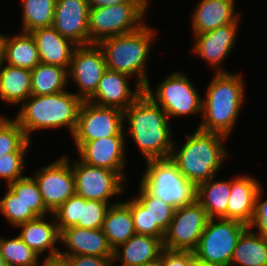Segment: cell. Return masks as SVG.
Segmentation results:
<instances>
[{"instance_id": "1", "label": "cell", "mask_w": 267, "mask_h": 266, "mask_svg": "<svg viewBox=\"0 0 267 266\" xmlns=\"http://www.w3.org/2000/svg\"><path fill=\"white\" fill-rule=\"evenodd\" d=\"M129 135L145 160L170 158L173 142L165 111L143 92L125 111Z\"/></svg>"}, {"instance_id": "2", "label": "cell", "mask_w": 267, "mask_h": 266, "mask_svg": "<svg viewBox=\"0 0 267 266\" xmlns=\"http://www.w3.org/2000/svg\"><path fill=\"white\" fill-rule=\"evenodd\" d=\"M202 99V122L198 129L229 136L238 120L244 101L245 86L239 74L217 73Z\"/></svg>"}, {"instance_id": "3", "label": "cell", "mask_w": 267, "mask_h": 266, "mask_svg": "<svg viewBox=\"0 0 267 266\" xmlns=\"http://www.w3.org/2000/svg\"><path fill=\"white\" fill-rule=\"evenodd\" d=\"M227 138L197 128L191 135H186L185 144L179 150L173 144L170 159L183 176L197 186L215 177L224 159L229 156L228 150L223 146V140Z\"/></svg>"}, {"instance_id": "4", "label": "cell", "mask_w": 267, "mask_h": 266, "mask_svg": "<svg viewBox=\"0 0 267 266\" xmlns=\"http://www.w3.org/2000/svg\"><path fill=\"white\" fill-rule=\"evenodd\" d=\"M82 102L66 90L51 95H31L14 119L29 140L30 133L38 129L66 127L73 135Z\"/></svg>"}, {"instance_id": "5", "label": "cell", "mask_w": 267, "mask_h": 266, "mask_svg": "<svg viewBox=\"0 0 267 266\" xmlns=\"http://www.w3.org/2000/svg\"><path fill=\"white\" fill-rule=\"evenodd\" d=\"M155 33L144 24L136 31L100 41L98 45L104 53L107 69L124 73L130 78L137 76V83L145 88L149 84L146 62Z\"/></svg>"}, {"instance_id": "6", "label": "cell", "mask_w": 267, "mask_h": 266, "mask_svg": "<svg viewBox=\"0 0 267 266\" xmlns=\"http://www.w3.org/2000/svg\"><path fill=\"white\" fill-rule=\"evenodd\" d=\"M146 162L147 168L140 184L151 195L162 199L175 209L196 199V186L183 176L170 158Z\"/></svg>"}, {"instance_id": "7", "label": "cell", "mask_w": 267, "mask_h": 266, "mask_svg": "<svg viewBox=\"0 0 267 266\" xmlns=\"http://www.w3.org/2000/svg\"><path fill=\"white\" fill-rule=\"evenodd\" d=\"M148 3L149 0H131L108 7L89 8V44L138 30L145 24L143 17Z\"/></svg>"}, {"instance_id": "8", "label": "cell", "mask_w": 267, "mask_h": 266, "mask_svg": "<svg viewBox=\"0 0 267 266\" xmlns=\"http://www.w3.org/2000/svg\"><path fill=\"white\" fill-rule=\"evenodd\" d=\"M209 219L202 232L195 258L204 263L230 266L234 248L247 225L230 219Z\"/></svg>"}, {"instance_id": "9", "label": "cell", "mask_w": 267, "mask_h": 266, "mask_svg": "<svg viewBox=\"0 0 267 266\" xmlns=\"http://www.w3.org/2000/svg\"><path fill=\"white\" fill-rule=\"evenodd\" d=\"M189 80L183 72H174L156 87L155 95L150 84L144 92L165 111L169 119L202 113V97Z\"/></svg>"}, {"instance_id": "10", "label": "cell", "mask_w": 267, "mask_h": 266, "mask_svg": "<svg viewBox=\"0 0 267 266\" xmlns=\"http://www.w3.org/2000/svg\"><path fill=\"white\" fill-rule=\"evenodd\" d=\"M124 112L117 108L103 107L83 101L78 113L73 140L77 150L88 141L126 134L123 128Z\"/></svg>"}, {"instance_id": "11", "label": "cell", "mask_w": 267, "mask_h": 266, "mask_svg": "<svg viewBox=\"0 0 267 266\" xmlns=\"http://www.w3.org/2000/svg\"><path fill=\"white\" fill-rule=\"evenodd\" d=\"M208 220V214L196 199L175 209L163 240L164 249L194 251Z\"/></svg>"}, {"instance_id": "12", "label": "cell", "mask_w": 267, "mask_h": 266, "mask_svg": "<svg viewBox=\"0 0 267 266\" xmlns=\"http://www.w3.org/2000/svg\"><path fill=\"white\" fill-rule=\"evenodd\" d=\"M106 69L105 56L98 44L76 46L68 70V77L78 87L79 92L74 94L82 101H88L94 95Z\"/></svg>"}, {"instance_id": "13", "label": "cell", "mask_w": 267, "mask_h": 266, "mask_svg": "<svg viewBox=\"0 0 267 266\" xmlns=\"http://www.w3.org/2000/svg\"><path fill=\"white\" fill-rule=\"evenodd\" d=\"M75 193L86 200L109 202V198L121 193L125 180L115 171L74 161Z\"/></svg>"}, {"instance_id": "14", "label": "cell", "mask_w": 267, "mask_h": 266, "mask_svg": "<svg viewBox=\"0 0 267 266\" xmlns=\"http://www.w3.org/2000/svg\"><path fill=\"white\" fill-rule=\"evenodd\" d=\"M69 160L61 157L35 173L43 202L51 213L75 194V177Z\"/></svg>"}, {"instance_id": "15", "label": "cell", "mask_w": 267, "mask_h": 266, "mask_svg": "<svg viewBox=\"0 0 267 266\" xmlns=\"http://www.w3.org/2000/svg\"><path fill=\"white\" fill-rule=\"evenodd\" d=\"M87 0H56L53 27L77 46L89 44Z\"/></svg>"}, {"instance_id": "16", "label": "cell", "mask_w": 267, "mask_h": 266, "mask_svg": "<svg viewBox=\"0 0 267 266\" xmlns=\"http://www.w3.org/2000/svg\"><path fill=\"white\" fill-rule=\"evenodd\" d=\"M240 18L235 21L210 30L201 34H195L193 52L203 58L217 73H225L220 65L228 57L236 42L238 23Z\"/></svg>"}, {"instance_id": "17", "label": "cell", "mask_w": 267, "mask_h": 266, "mask_svg": "<svg viewBox=\"0 0 267 266\" xmlns=\"http://www.w3.org/2000/svg\"><path fill=\"white\" fill-rule=\"evenodd\" d=\"M125 134L85 142L79 149L80 160L88 165L117 172L124 180ZM123 172V173H122Z\"/></svg>"}, {"instance_id": "18", "label": "cell", "mask_w": 267, "mask_h": 266, "mask_svg": "<svg viewBox=\"0 0 267 266\" xmlns=\"http://www.w3.org/2000/svg\"><path fill=\"white\" fill-rule=\"evenodd\" d=\"M130 76L106 69L94 95L88 100L103 107H112L123 112L144 92L138 83L134 91L128 86Z\"/></svg>"}, {"instance_id": "19", "label": "cell", "mask_w": 267, "mask_h": 266, "mask_svg": "<svg viewBox=\"0 0 267 266\" xmlns=\"http://www.w3.org/2000/svg\"><path fill=\"white\" fill-rule=\"evenodd\" d=\"M59 241L68 251H59V256L91 255L113 257L114 251L102 229H87L71 226L60 231Z\"/></svg>"}, {"instance_id": "20", "label": "cell", "mask_w": 267, "mask_h": 266, "mask_svg": "<svg viewBox=\"0 0 267 266\" xmlns=\"http://www.w3.org/2000/svg\"><path fill=\"white\" fill-rule=\"evenodd\" d=\"M30 33L36 42L41 63L69 70L76 44L63 37L53 26L37 28Z\"/></svg>"}, {"instance_id": "21", "label": "cell", "mask_w": 267, "mask_h": 266, "mask_svg": "<svg viewBox=\"0 0 267 266\" xmlns=\"http://www.w3.org/2000/svg\"><path fill=\"white\" fill-rule=\"evenodd\" d=\"M261 184L252 176L241 175L231 180L227 219L250 226L255 212V198Z\"/></svg>"}, {"instance_id": "22", "label": "cell", "mask_w": 267, "mask_h": 266, "mask_svg": "<svg viewBox=\"0 0 267 266\" xmlns=\"http://www.w3.org/2000/svg\"><path fill=\"white\" fill-rule=\"evenodd\" d=\"M235 0H201L192 14L193 34H201L235 21Z\"/></svg>"}, {"instance_id": "23", "label": "cell", "mask_w": 267, "mask_h": 266, "mask_svg": "<svg viewBox=\"0 0 267 266\" xmlns=\"http://www.w3.org/2000/svg\"><path fill=\"white\" fill-rule=\"evenodd\" d=\"M44 218L45 216L37 217L17 226L22 229L18 236L38 255L44 256L43 252L49 249L47 257H55L59 253V248L55 245L60 242V232L55 217L53 223L46 222Z\"/></svg>"}, {"instance_id": "24", "label": "cell", "mask_w": 267, "mask_h": 266, "mask_svg": "<svg viewBox=\"0 0 267 266\" xmlns=\"http://www.w3.org/2000/svg\"><path fill=\"white\" fill-rule=\"evenodd\" d=\"M163 249L161 238L135 234L114 251L113 262L120 260L122 266H143L160 257Z\"/></svg>"}, {"instance_id": "25", "label": "cell", "mask_w": 267, "mask_h": 266, "mask_svg": "<svg viewBox=\"0 0 267 266\" xmlns=\"http://www.w3.org/2000/svg\"><path fill=\"white\" fill-rule=\"evenodd\" d=\"M102 231L113 251L136 234L130 207L125 202L116 201L109 207Z\"/></svg>"}, {"instance_id": "26", "label": "cell", "mask_w": 267, "mask_h": 266, "mask_svg": "<svg viewBox=\"0 0 267 266\" xmlns=\"http://www.w3.org/2000/svg\"><path fill=\"white\" fill-rule=\"evenodd\" d=\"M0 64V99L8 104H21L31 95V70Z\"/></svg>"}, {"instance_id": "27", "label": "cell", "mask_w": 267, "mask_h": 266, "mask_svg": "<svg viewBox=\"0 0 267 266\" xmlns=\"http://www.w3.org/2000/svg\"><path fill=\"white\" fill-rule=\"evenodd\" d=\"M214 178L212 177L196 186V200L205 209L209 219H227L231 180L214 181Z\"/></svg>"}, {"instance_id": "28", "label": "cell", "mask_w": 267, "mask_h": 266, "mask_svg": "<svg viewBox=\"0 0 267 266\" xmlns=\"http://www.w3.org/2000/svg\"><path fill=\"white\" fill-rule=\"evenodd\" d=\"M267 266V237L256 234L249 226L240 235L230 266Z\"/></svg>"}, {"instance_id": "29", "label": "cell", "mask_w": 267, "mask_h": 266, "mask_svg": "<svg viewBox=\"0 0 267 266\" xmlns=\"http://www.w3.org/2000/svg\"><path fill=\"white\" fill-rule=\"evenodd\" d=\"M21 32L6 37L3 62L32 70L40 63L36 42L30 32Z\"/></svg>"}, {"instance_id": "30", "label": "cell", "mask_w": 267, "mask_h": 266, "mask_svg": "<svg viewBox=\"0 0 267 266\" xmlns=\"http://www.w3.org/2000/svg\"><path fill=\"white\" fill-rule=\"evenodd\" d=\"M69 80L67 69L40 62L31 70V93L51 95L65 91Z\"/></svg>"}, {"instance_id": "31", "label": "cell", "mask_w": 267, "mask_h": 266, "mask_svg": "<svg viewBox=\"0 0 267 266\" xmlns=\"http://www.w3.org/2000/svg\"><path fill=\"white\" fill-rule=\"evenodd\" d=\"M135 199L148 211L151 236L164 240L165 233L173 219L175 208L162 199L151 195L141 184Z\"/></svg>"}, {"instance_id": "32", "label": "cell", "mask_w": 267, "mask_h": 266, "mask_svg": "<svg viewBox=\"0 0 267 266\" xmlns=\"http://www.w3.org/2000/svg\"><path fill=\"white\" fill-rule=\"evenodd\" d=\"M22 31L53 26L56 0H21Z\"/></svg>"}, {"instance_id": "33", "label": "cell", "mask_w": 267, "mask_h": 266, "mask_svg": "<svg viewBox=\"0 0 267 266\" xmlns=\"http://www.w3.org/2000/svg\"><path fill=\"white\" fill-rule=\"evenodd\" d=\"M0 253L7 266H39L40 264V256L19 236L12 239L0 237Z\"/></svg>"}, {"instance_id": "34", "label": "cell", "mask_w": 267, "mask_h": 266, "mask_svg": "<svg viewBox=\"0 0 267 266\" xmlns=\"http://www.w3.org/2000/svg\"><path fill=\"white\" fill-rule=\"evenodd\" d=\"M7 186L37 217L46 216L47 212L52 216V213L46 208L43 202L38 184L34 177L24 176Z\"/></svg>"}, {"instance_id": "35", "label": "cell", "mask_w": 267, "mask_h": 266, "mask_svg": "<svg viewBox=\"0 0 267 266\" xmlns=\"http://www.w3.org/2000/svg\"><path fill=\"white\" fill-rule=\"evenodd\" d=\"M31 144L15 119L0 116V155L27 152Z\"/></svg>"}, {"instance_id": "36", "label": "cell", "mask_w": 267, "mask_h": 266, "mask_svg": "<svg viewBox=\"0 0 267 266\" xmlns=\"http://www.w3.org/2000/svg\"><path fill=\"white\" fill-rule=\"evenodd\" d=\"M7 193L0 200V213L14 226L36 219L37 216L8 187Z\"/></svg>"}, {"instance_id": "37", "label": "cell", "mask_w": 267, "mask_h": 266, "mask_svg": "<svg viewBox=\"0 0 267 266\" xmlns=\"http://www.w3.org/2000/svg\"><path fill=\"white\" fill-rule=\"evenodd\" d=\"M112 204L98 200H86L81 197V212L75 225L87 229H102L106 213Z\"/></svg>"}, {"instance_id": "38", "label": "cell", "mask_w": 267, "mask_h": 266, "mask_svg": "<svg viewBox=\"0 0 267 266\" xmlns=\"http://www.w3.org/2000/svg\"><path fill=\"white\" fill-rule=\"evenodd\" d=\"M81 196L76 193L52 213L55 217L59 232L75 226L80 218Z\"/></svg>"}, {"instance_id": "39", "label": "cell", "mask_w": 267, "mask_h": 266, "mask_svg": "<svg viewBox=\"0 0 267 266\" xmlns=\"http://www.w3.org/2000/svg\"><path fill=\"white\" fill-rule=\"evenodd\" d=\"M27 152H13L0 155V179L10 183L24 177V160Z\"/></svg>"}, {"instance_id": "40", "label": "cell", "mask_w": 267, "mask_h": 266, "mask_svg": "<svg viewBox=\"0 0 267 266\" xmlns=\"http://www.w3.org/2000/svg\"><path fill=\"white\" fill-rule=\"evenodd\" d=\"M125 203L130 207L136 234L151 236L148 211L135 198Z\"/></svg>"}, {"instance_id": "41", "label": "cell", "mask_w": 267, "mask_h": 266, "mask_svg": "<svg viewBox=\"0 0 267 266\" xmlns=\"http://www.w3.org/2000/svg\"><path fill=\"white\" fill-rule=\"evenodd\" d=\"M262 187L259 188L255 198V212L250 228L258 229V234L267 237V199L260 201L262 198Z\"/></svg>"}, {"instance_id": "42", "label": "cell", "mask_w": 267, "mask_h": 266, "mask_svg": "<svg viewBox=\"0 0 267 266\" xmlns=\"http://www.w3.org/2000/svg\"><path fill=\"white\" fill-rule=\"evenodd\" d=\"M195 259L193 251L162 250L164 266H194Z\"/></svg>"}, {"instance_id": "43", "label": "cell", "mask_w": 267, "mask_h": 266, "mask_svg": "<svg viewBox=\"0 0 267 266\" xmlns=\"http://www.w3.org/2000/svg\"><path fill=\"white\" fill-rule=\"evenodd\" d=\"M66 258L71 266H112L113 257H98L91 255L61 256Z\"/></svg>"}, {"instance_id": "44", "label": "cell", "mask_w": 267, "mask_h": 266, "mask_svg": "<svg viewBox=\"0 0 267 266\" xmlns=\"http://www.w3.org/2000/svg\"><path fill=\"white\" fill-rule=\"evenodd\" d=\"M89 8H101L122 3H128L131 0H87Z\"/></svg>"}, {"instance_id": "45", "label": "cell", "mask_w": 267, "mask_h": 266, "mask_svg": "<svg viewBox=\"0 0 267 266\" xmlns=\"http://www.w3.org/2000/svg\"><path fill=\"white\" fill-rule=\"evenodd\" d=\"M39 266H71V264L66 258L58 255L50 258L46 257Z\"/></svg>"}, {"instance_id": "46", "label": "cell", "mask_w": 267, "mask_h": 266, "mask_svg": "<svg viewBox=\"0 0 267 266\" xmlns=\"http://www.w3.org/2000/svg\"><path fill=\"white\" fill-rule=\"evenodd\" d=\"M7 35L0 33V64L4 61L5 40Z\"/></svg>"}, {"instance_id": "47", "label": "cell", "mask_w": 267, "mask_h": 266, "mask_svg": "<svg viewBox=\"0 0 267 266\" xmlns=\"http://www.w3.org/2000/svg\"><path fill=\"white\" fill-rule=\"evenodd\" d=\"M143 266H164L162 262V252H161L160 257L156 258L155 260L145 263Z\"/></svg>"}, {"instance_id": "48", "label": "cell", "mask_w": 267, "mask_h": 266, "mask_svg": "<svg viewBox=\"0 0 267 266\" xmlns=\"http://www.w3.org/2000/svg\"><path fill=\"white\" fill-rule=\"evenodd\" d=\"M194 266H221V265H216V264H212V263H204V262H201V261L195 259Z\"/></svg>"}, {"instance_id": "49", "label": "cell", "mask_w": 267, "mask_h": 266, "mask_svg": "<svg viewBox=\"0 0 267 266\" xmlns=\"http://www.w3.org/2000/svg\"><path fill=\"white\" fill-rule=\"evenodd\" d=\"M0 266H7L5 259L2 257L1 253H0Z\"/></svg>"}]
</instances>
